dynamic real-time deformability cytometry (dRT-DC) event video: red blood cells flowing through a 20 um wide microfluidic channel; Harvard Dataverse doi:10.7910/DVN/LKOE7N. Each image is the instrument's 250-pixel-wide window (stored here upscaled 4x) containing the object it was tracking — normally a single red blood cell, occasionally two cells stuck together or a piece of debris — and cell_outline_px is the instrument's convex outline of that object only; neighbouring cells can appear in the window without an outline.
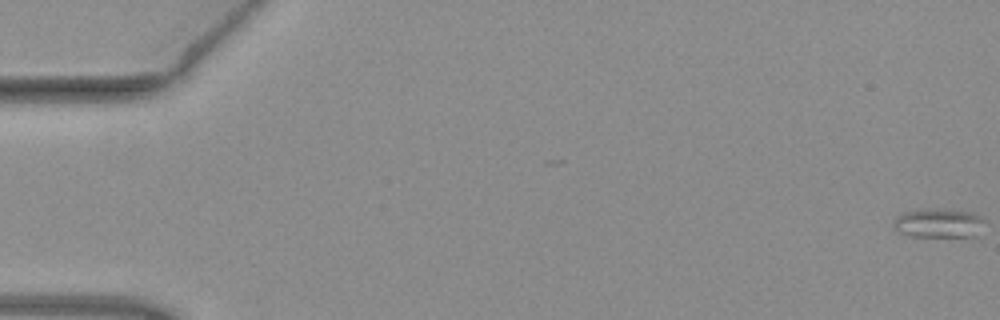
{"species": "common noctule bat (a hibernating species)", "species_latin": "Nyctalus noctula", "temperature_condition": "warm", "stored_images_in_passage": 53, "camera_frame_rate_fps": 3000, "um_per_image_px": 0.085, "animal": {"sex": "female", "body_mass_g": 19.3, "forearm_length_mm": 54.1}, "frame": {"image": 1, "passage_image": 1, "time_ms": 0.0, "image_size_px": [1000, 320], "cell_outline_px": [[984, 220], [976, 236], [912, 236], [900, 232], [892, 224], [896, 216], [904, 212], [972, 212], [980, 216]], "centroid_in_image_um": [79.78, 19.02], "position_along_channel_um": 5.2, "area_um2": 14.22}}
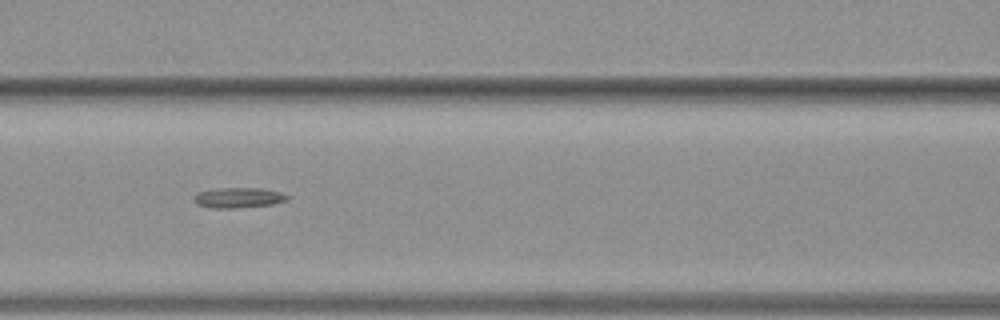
{"frame": {"image": 2, "passage_image": 24, "time_ms": 7.667, "image_size_px": [1000, 320], "cell_outline_px": [[288, 200], [272, 204], [232, 208], [212, 208], [196, 204], [196, 192], [216, 188], [260, 188], [280, 192], [288, 196]], "centroid_in_image_um": [20.26, 16.8], "position_along_channel_um": 146.3, "area_um2": 10.87}}
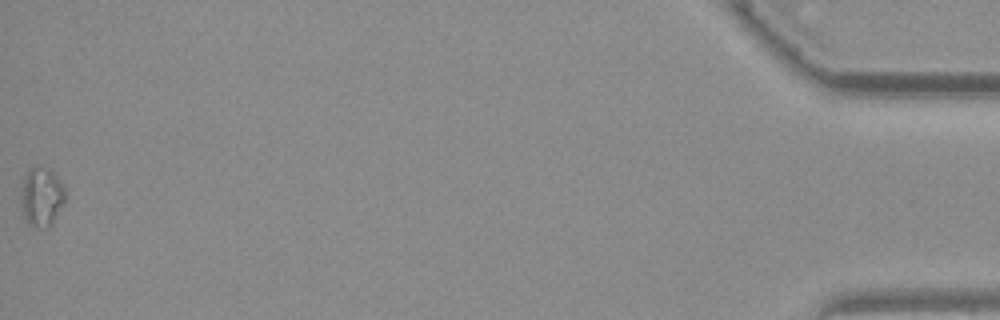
{"frame": {"image": 3, "passage_image": 53, "time_ms": 17.333, "image_size_px": [1000, 320], "cell_outline_px": [[64, 200], [52, 224], [48, 228], [36, 228], [28, 224], [24, 216], [24, 180], [28, 168], [44, 168], [52, 172], [60, 180], [64, 188]], "centroid_in_image_um": [3.58, 16.77], "position_along_channel_um": 431.6, "area_um2": 14.33}}